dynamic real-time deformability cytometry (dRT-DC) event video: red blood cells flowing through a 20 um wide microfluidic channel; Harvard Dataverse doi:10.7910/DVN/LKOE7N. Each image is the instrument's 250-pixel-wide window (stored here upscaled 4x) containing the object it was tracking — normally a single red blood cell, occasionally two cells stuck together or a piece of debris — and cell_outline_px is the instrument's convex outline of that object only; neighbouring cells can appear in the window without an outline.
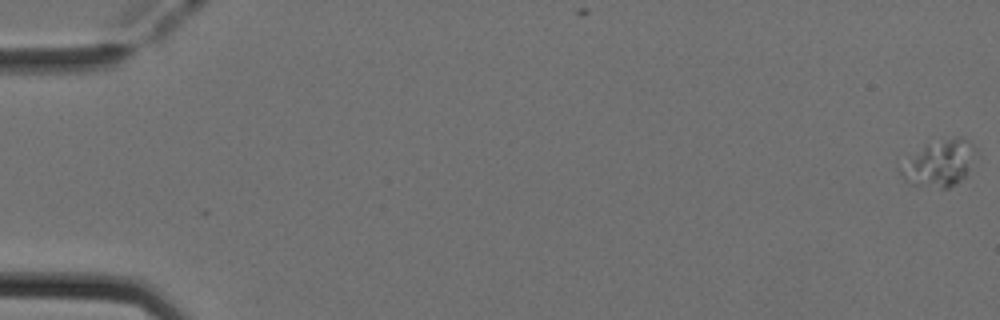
{"species": "Egyptian fruit bat (a non-hibernating species)", "species_latin": "Rousettus aegyptiacus", "temperature_condition": "cold", "stored_images_in_passage": 2, "camera_frame_rate_fps": 3000, "um_per_image_px": 0.085, "animal": {"sex": "female"}, "frame": {"image": 1, "passage_image": 1, "time_ms": 0.0, "image_size_px": [1000, 320], "cell_outline_px": [[976, 148], [968, 168], [964, 176], [960, 180], [948, 188], [940, 188], [908, 184], [904, 180], [900, 172], [900, 168], [924, 148], [960, 136]], "centroid_in_image_um": [79.86, 13.96], "position_along_channel_um": 5.1, "area_um2": 18.67}}